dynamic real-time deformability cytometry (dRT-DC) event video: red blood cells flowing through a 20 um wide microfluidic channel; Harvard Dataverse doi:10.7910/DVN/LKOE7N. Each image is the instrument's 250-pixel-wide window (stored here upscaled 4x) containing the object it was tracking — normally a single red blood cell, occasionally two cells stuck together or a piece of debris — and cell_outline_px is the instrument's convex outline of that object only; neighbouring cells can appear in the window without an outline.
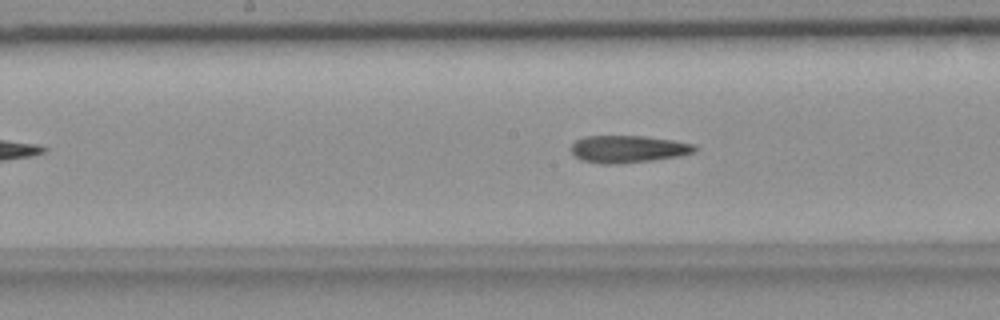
{"species": "common noctule bat (a hibernating species)", "species_latin": "Nyctalus noctula", "temperature_condition": "room temperature", "stored_images_in_passage": 43, "camera_frame_rate_fps": 3000, "um_per_image_px": 0.085, "animal": {"sex": "female", "body_mass_g": 18.4}, "frame": {"image": 1, "passage_image": 22, "time_ms": 7.0, "image_size_px": [1000, 320], "cell_outline_px": [[700, 148], [696, 152], [680, 156], [652, 160], [616, 164], [600, 164], [580, 160], [572, 156], [568, 148], [576, 140], [584, 136], [644, 136], [672, 140], [696, 144]], "centroid_in_image_um": [53.36, 12.67], "position_along_channel_um": 194.8, "area_um2": 20.11}}
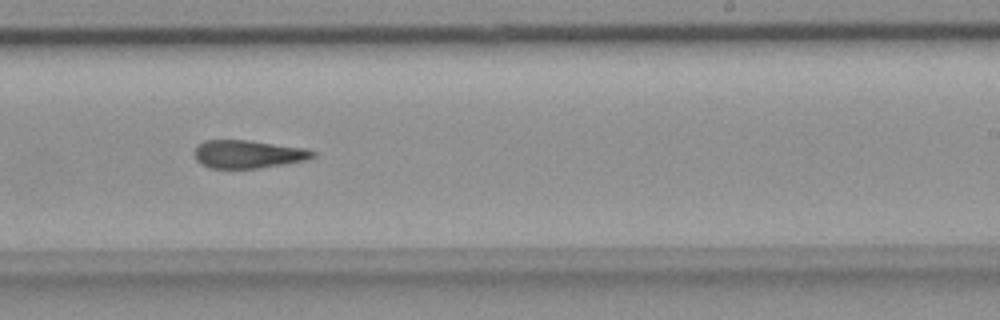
{"frame": {"image": 2, "passage_image": 28, "time_ms": 9.0, "image_size_px": [1000, 320], "cell_outline_px": [[316, 156], [308, 160], [260, 168], [212, 168], [200, 164], [196, 160], [192, 152], [196, 144], [204, 140], [248, 140], [304, 148], [316, 152]], "centroid_in_image_um": [21.04, 13.1], "position_along_channel_um": 268.0, "area_um2": 19.59}}
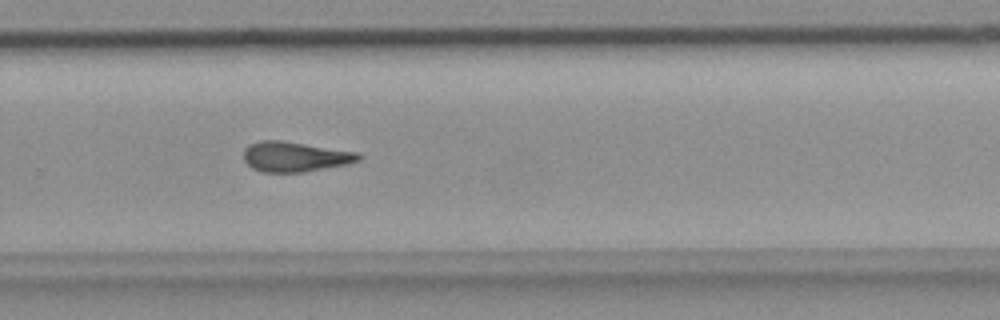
{"frame": {"image": 3, "passage_image": 31, "time_ms": 10.0, "image_size_px": [1000, 320], "cell_outline_px": [[364, 156], [360, 160], [348, 164], [304, 172], [260, 172], [252, 168], [244, 160], [244, 148], [248, 144], [260, 140], [280, 140], [356, 152]], "centroid_in_image_um": [25.05, 13.32], "position_along_channel_um": 304.7, "area_um2": 20.17}}